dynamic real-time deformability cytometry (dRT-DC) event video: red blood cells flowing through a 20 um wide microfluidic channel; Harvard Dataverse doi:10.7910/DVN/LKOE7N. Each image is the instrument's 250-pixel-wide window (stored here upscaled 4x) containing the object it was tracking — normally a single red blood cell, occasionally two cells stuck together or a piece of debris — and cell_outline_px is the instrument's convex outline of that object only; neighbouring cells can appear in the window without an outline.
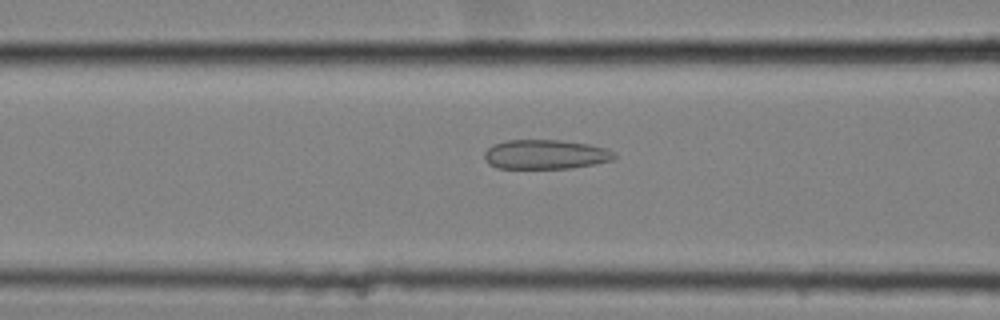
{"species": "common noctule bat (a hibernating species)", "species_latin": "Nyctalus noctula", "temperature_condition": "cold", "stored_images_in_passage": 57, "camera_frame_rate_fps": 3000, "um_per_image_px": 0.085, "animal": {"sex": "female", "body_mass_g": 25.1}, "frame": {"image": 1, "passage_image": 24, "time_ms": 7.667, "image_size_px": [1000, 320], "cell_outline_px": [[616, 156], [612, 160], [596, 164], [568, 168], [496, 168], [488, 164], [484, 160], [484, 152], [492, 144], [508, 140], [560, 140], [588, 144], [608, 148], [616, 152]], "centroid_in_image_um": [46.36, 13.12], "position_along_channel_um": 120.2, "area_um2": 22.48}}
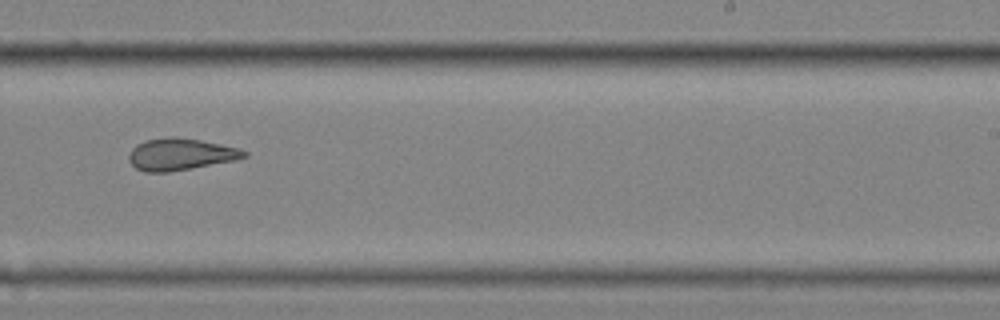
{"frame": {"image": 2, "passage_image": 37, "time_ms": 12.0, "image_size_px": [1000, 320], "cell_outline_px": [[248, 156], [236, 160], [168, 172], [144, 172], [136, 168], [128, 160], [128, 156], [132, 148], [136, 144], [144, 140], [168, 136], [176, 136], [200, 140], [240, 148], [248, 152]], "centroid_in_image_um": [15.33, 13.1], "position_along_channel_um": 273.7, "area_um2": 21.56}}
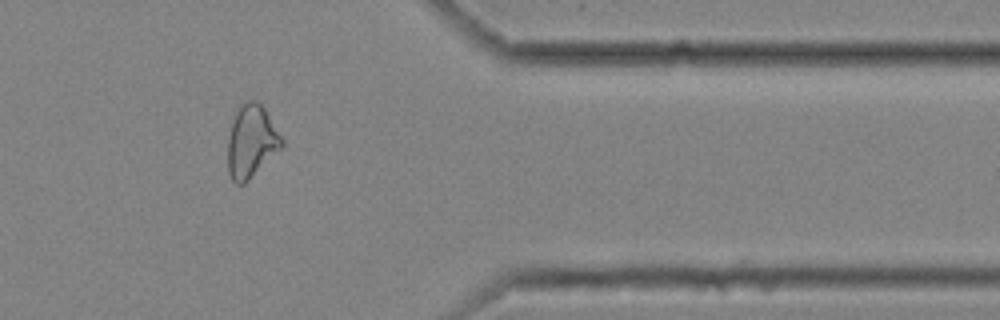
{"frame": {"image": 3, "passage_image": 48, "time_ms": 15.667, "image_size_px": [1000, 320], "cell_outline_px": [[284, 144], [244, 184], [236, 184], [232, 180], [228, 172], [228, 136], [236, 112], [240, 104], [248, 100], [256, 100], [264, 108], [284, 140]], "centroid_in_image_um": [21.35, 12.01], "position_along_channel_um": 390.1, "area_um2": 22.48}, "authors_computed_cell_mechanics": {"area_um2": 23.698, "velocity_mm_per_s": 3.5417, "shape_relaxation_time_tau1_ms": null, "shape_relaxation_time_tau2_ms": 2.5209, "deformation_change_tau1": null, "deformation_change_tau2": 0.1076}}